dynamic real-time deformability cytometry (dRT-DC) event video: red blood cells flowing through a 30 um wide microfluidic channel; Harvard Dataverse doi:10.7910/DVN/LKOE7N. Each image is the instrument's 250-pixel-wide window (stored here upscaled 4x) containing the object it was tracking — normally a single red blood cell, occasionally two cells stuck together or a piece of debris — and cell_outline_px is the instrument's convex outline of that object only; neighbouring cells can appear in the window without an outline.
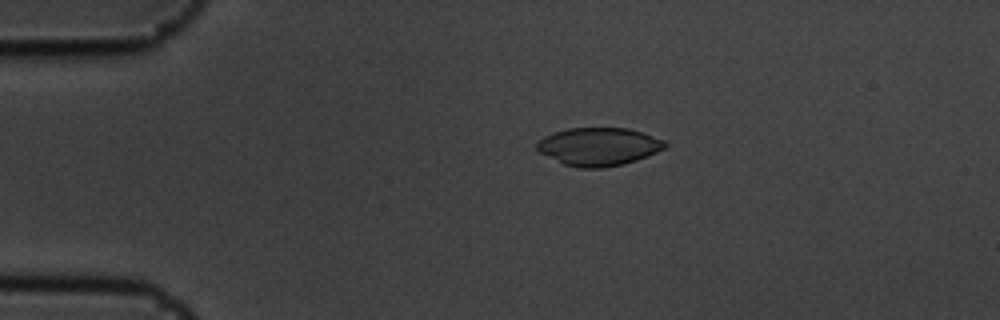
{"species": "common noctule bat (a hibernating species)", "species_latin": "Nyctalus noctula", "temperature_condition": "cold", "stored_images_in_passage": 46, "camera_frame_rate_fps": 3000, "um_per_image_px": 0.085, "animal": {"sex": "male", "body_mass_g": 19.5, "forearm_length_mm": 54.6}, "frame": {"image": 1, "passage_image": 2, "time_ms": 0.333, "image_size_px": [1000, 320], "cell_outline_px": [[668, 144], [664, 148], [656, 152], [636, 160], [624, 164], [604, 168], [580, 168], [564, 164], [540, 152], [536, 148], [536, 144], [544, 136], [568, 128], [628, 128], [644, 132], [664, 140]], "centroid_in_image_um": [50.91, 12.46], "position_along_channel_um": 34.1, "area_um2": 28.26}}
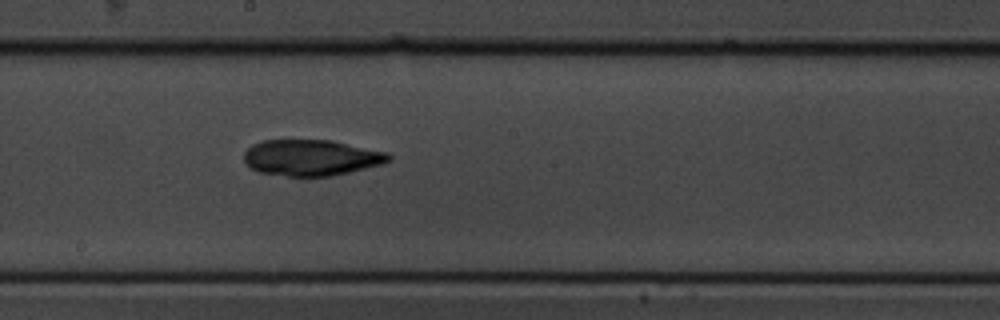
{"frame": {"image": 2, "passage_image": 21, "time_ms": 6.667, "image_size_px": [1000, 320], "cell_outline_px": [[392, 160], [384, 164], [332, 176], [288, 176], [260, 172], [244, 164], [244, 152], [252, 144], [264, 140], [332, 140], [388, 152], [392, 156]], "centroid_in_image_um": [26.49, 13.4], "position_along_channel_um": 221.7, "area_um2": 30.63}}
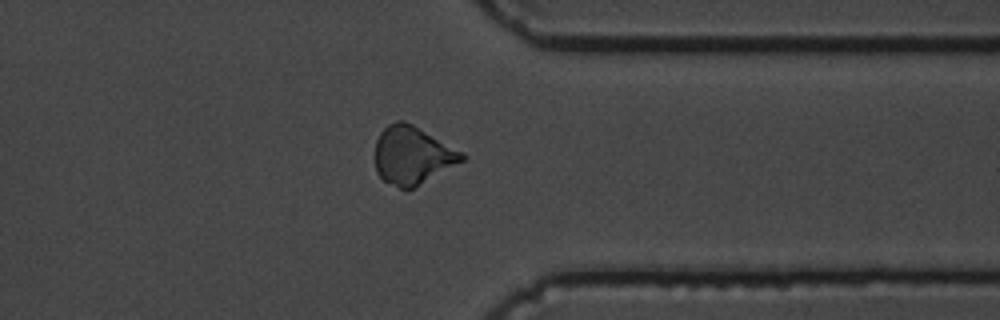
{"frame": {"image": 3, "passage_image": 34, "time_ms": 11.0, "image_size_px": [1000, 320], "cell_outline_px": [[468, 156], [464, 160], [412, 188], [404, 192], [384, 180], [376, 172], [376, 140], [380, 132], [388, 124], [396, 120], [404, 120], [412, 124], [464, 152]], "centroid_in_image_um": [35.05, 13.2], "position_along_channel_um": 376.4, "area_um2": 29.3}, "authors_computed_cell_mechanics": {"area_um2": 29.3046, "velocity_mm_per_s": 3.6538, "shape_relaxation_time_tau1_ms": 9.2194, "shape_relaxation_time_tau2_ms": 4.4932, "deformation_change_tau1": 0.2022, "deformation_change_tau2": 0.0912}}